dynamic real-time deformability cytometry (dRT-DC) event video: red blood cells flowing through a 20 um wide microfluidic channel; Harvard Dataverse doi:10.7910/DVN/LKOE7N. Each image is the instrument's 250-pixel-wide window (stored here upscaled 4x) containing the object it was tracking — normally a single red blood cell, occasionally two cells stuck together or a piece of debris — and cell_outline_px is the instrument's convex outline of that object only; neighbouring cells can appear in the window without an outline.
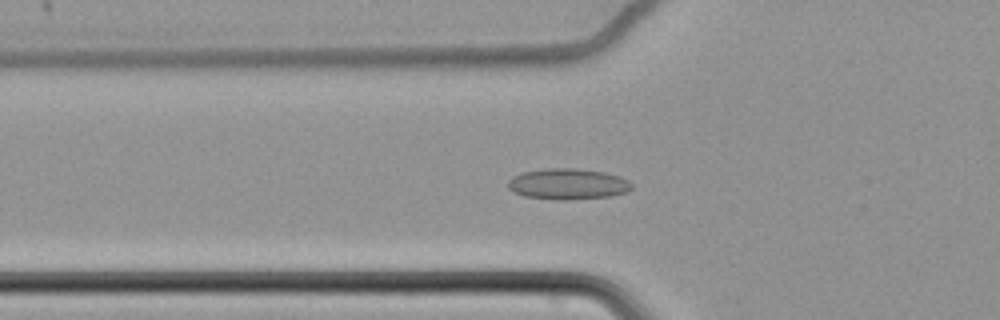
{"species": "common noctule bat (a hibernating species)", "species_latin": "Nyctalus noctula", "temperature_condition": "cold", "stored_images_in_passage": 65, "camera_frame_rate_fps": 3000, "um_per_image_px": 0.085, "animal": {"sex": "female", "body_mass_g": 22.7, "forearm_length_mm": 54.2}, "frame": {"image": 1, "passage_image": 26, "time_ms": 8.333, "image_size_px": [1000, 320], "cell_outline_px": [[632, 188], [628, 192], [612, 196], [564, 200], [560, 200], [524, 196], [512, 192], [508, 188], [508, 180], [512, 176], [520, 172], [544, 168], [576, 168], [604, 172], [620, 176], [628, 180], [632, 184]], "centroid_in_image_um": [48.25, 15.63], "position_along_channel_um": 77.5, "area_um2": 22.6}}
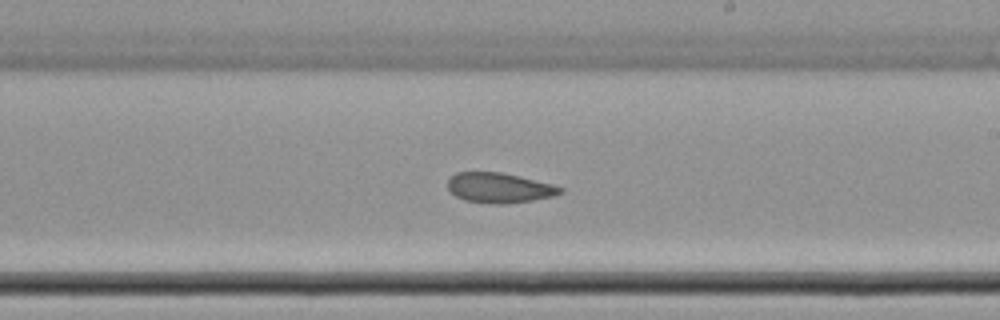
{"frame": {"image": 2, "passage_image": 41, "time_ms": 13.333, "image_size_px": [1000, 320], "cell_outline_px": [[564, 192], [552, 196], [532, 200], [504, 204], [492, 204], [464, 200], [456, 196], [448, 188], [448, 176], [456, 172], [500, 172], [520, 176], [552, 184], [564, 188]], "centroid_in_image_um": [42.42, 15.96], "position_along_channel_um": 246.6, "area_um2": 19.77}}
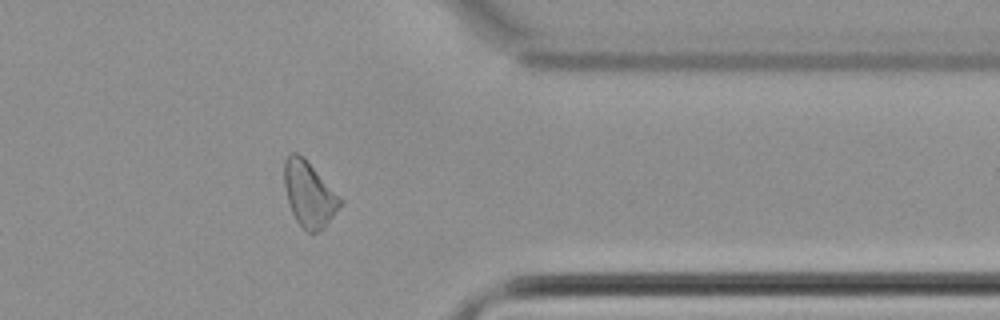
{"frame": {"image": 3, "passage_image": 54, "time_ms": 17.667, "image_size_px": [1000, 320], "cell_outline_px": [[344, 200], [324, 228], [316, 232], [308, 232], [296, 220], [292, 212], [288, 200], [284, 184], [284, 160], [288, 152], [296, 152], [304, 156]], "centroid_in_image_um": [26.27, 16.45], "position_along_channel_um": 385.1, "area_um2": 21.33}, "authors_computed_cell_mechanics": {"area_um2": 22.1374, "velocity_mm_per_s": 3.409, "shape_relaxation_time_tau1_ms": null, "shape_relaxation_time_tau2_ms": 3.2533, "deformation_change_tau1": null, "deformation_change_tau2": 0.0848}}